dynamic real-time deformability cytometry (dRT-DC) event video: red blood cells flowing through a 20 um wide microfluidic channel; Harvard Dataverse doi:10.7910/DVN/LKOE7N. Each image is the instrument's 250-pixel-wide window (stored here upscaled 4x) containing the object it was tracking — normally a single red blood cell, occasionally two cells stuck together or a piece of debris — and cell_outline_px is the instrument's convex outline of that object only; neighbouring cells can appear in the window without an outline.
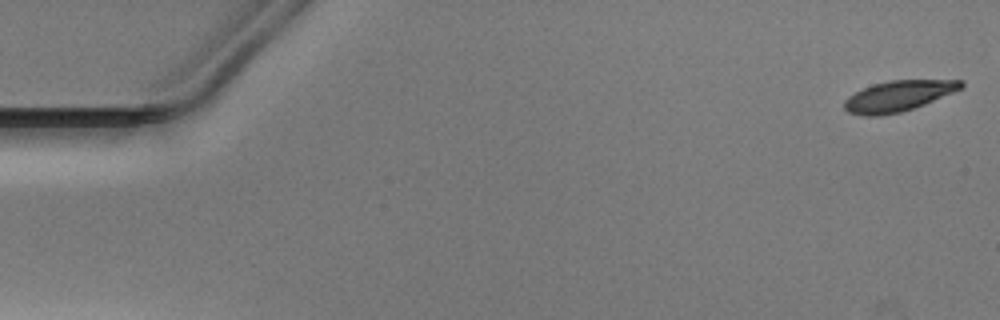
{"species": "Egyptian fruit bat (a non-hibernating species)", "species_latin": "Rousettus aegyptiacus", "temperature_condition": "warm", "stored_images_in_passage": 19, "camera_frame_rate_fps": 3000, "um_per_image_px": 0.085, "animal": {"sex": "male"}, "frame": {"image": 1, "passage_image": 1, "time_ms": 0.0, "image_size_px": [1000, 320], "cell_outline_px": [[964, 84], [960, 88], [952, 92], [924, 104], [900, 112], [880, 116], [864, 116], [848, 112], [844, 108], [844, 100], [848, 96], [872, 84], [888, 80], [964, 80]], "centroid_in_image_um": [76.3, 8.16], "position_along_channel_um": 8.7, "area_um2": 20.63}}
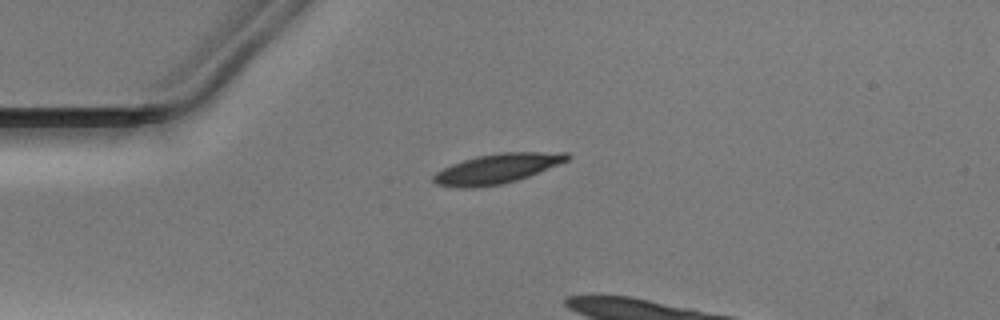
{"frame": {"image": 2, "passage_image": 13, "time_ms": 4.0, "image_size_px": [1000, 320], "cell_outline_px": [[572, 156], [568, 160], [528, 176], [516, 180], [500, 184], [476, 188], [460, 188], [436, 184], [432, 180], [432, 176], [436, 172], [452, 164], [476, 156], [500, 152], [568, 152]], "centroid_in_image_um": [42.24, 14.33], "position_along_channel_um": 42.8, "area_um2": 23.06}}
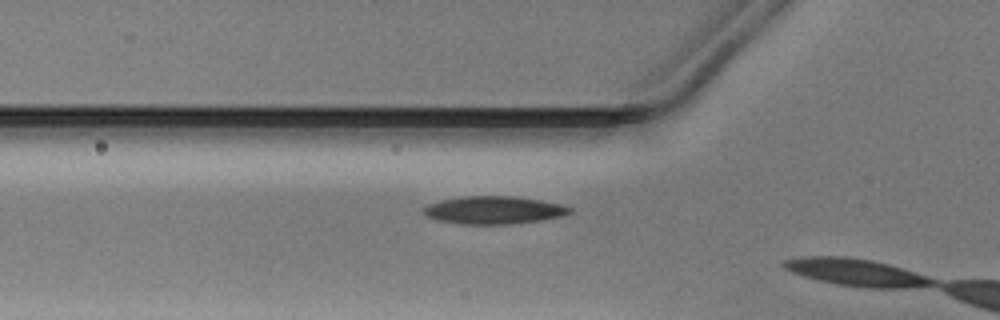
{"frame": {"image": 3, "passage_image": 18, "time_ms": 5.667, "image_size_px": [1000, 320], "cell_outline_px": [[572, 212], [564, 216], [540, 220], [512, 224], [460, 224], [436, 220], [428, 216], [424, 212], [424, 208], [432, 204], [444, 200], [464, 196], [512, 196], [540, 200], [560, 204], [572, 208]], "centroid_in_image_um": [42.03, 17.87], "position_along_channel_um": 83.8, "area_um2": 23.41}}